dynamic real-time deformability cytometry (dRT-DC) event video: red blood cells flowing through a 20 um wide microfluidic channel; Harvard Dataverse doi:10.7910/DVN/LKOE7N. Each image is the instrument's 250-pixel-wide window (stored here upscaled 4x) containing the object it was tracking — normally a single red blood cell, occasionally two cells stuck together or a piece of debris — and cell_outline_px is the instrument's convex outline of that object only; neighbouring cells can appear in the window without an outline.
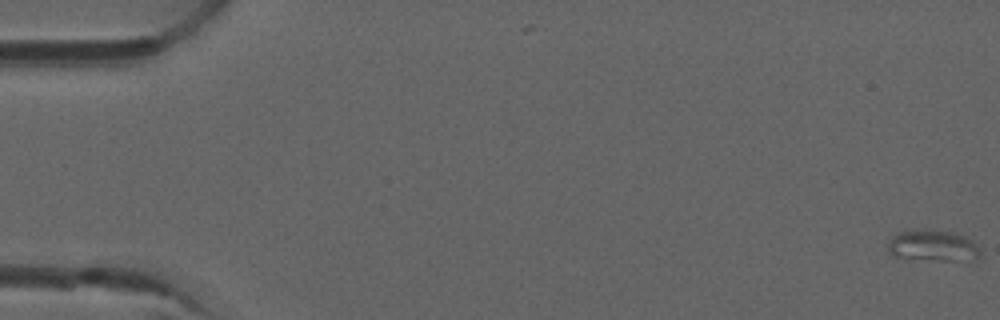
{"species": "common noctule bat (a hibernating species)", "species_latin": "Nyctalus noctula", "temperature_condition": "room temperature", "stored_images_in_passage": 6, "camera_frame_rate_fps": 3000, "um_per_image_px": 0.085, "animal": {"sex": "male", "forearm_length_mm": 52.5}, "frame": {"image": 1, "passage_image": 1, "time_ms": 0.0, "image_size_px": [1000, 320], "cell_outline_px": [[984, 256], [972, 264], [896, 256], [888, 252], [888, 240], [896, 232], [956, 232], [968, 236], [980, 248]], "centroid_in_image_um": [79.5, 20.97], "position_along_channel_um": 5.5, "area_um2": 17.22}}
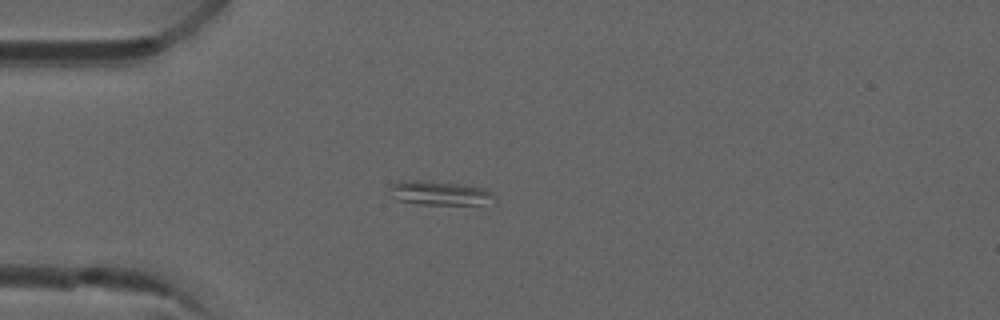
{"frame": {"image": 2, "passage_image": 5, "time_ms": 1.333, "image_size_px": [1000, 320], "cell_outline_px": [[496, 204], [416, 204], [396, 200], [392, 196], [388, 184], [412, 180], [416, 180], [456, 184], [484, 188], [492, 192], [496, 196]], "centroid_in_image_um": [37.41, 16.44], "position_along_channel_um": 47.6, "area_um2": 14.74}}